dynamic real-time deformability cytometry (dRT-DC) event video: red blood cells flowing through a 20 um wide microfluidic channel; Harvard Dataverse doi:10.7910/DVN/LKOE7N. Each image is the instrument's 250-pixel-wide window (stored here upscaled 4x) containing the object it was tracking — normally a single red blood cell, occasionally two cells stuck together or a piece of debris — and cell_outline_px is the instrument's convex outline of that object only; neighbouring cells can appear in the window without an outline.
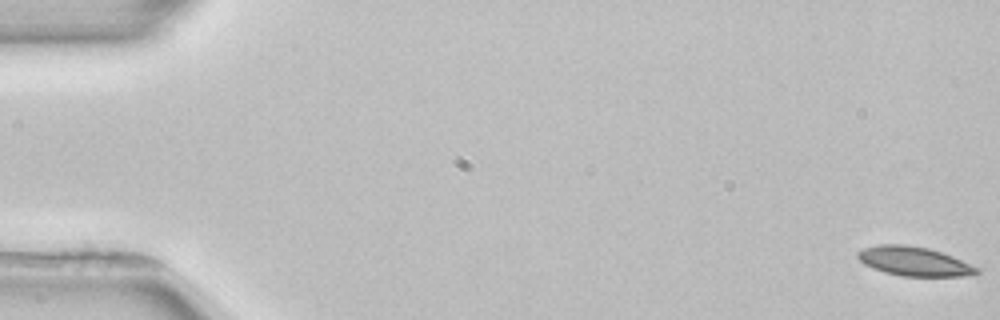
{"species": "common noctule bat (a hibernating species)", "species_latin": "Nyctalus noctula", "temperature_condition": "room temperature", "stored_images_in_passage": 6, "camera_frame_rate_fps": 3000, "um_per_image_px": 0.085, "animal": {"sex": "female", "body_mass_g": 22.7, "forearm_length_mm": 54.2}, "frame": {"image": 1, "passage_image": 1, "time_ms": 0.0, "image_size_px": [1000, 320], "cell_outline_px": [[980, 272], [972, 276], [900, 276], [884, 272], [872, 268], [864, 264], [856, 256], [856, 252], [864, 248], [880, 244], [904, 244], [928, 248], [952, 256], [980, 268]], "centroid_in_image_um": [77.7, 22.22], "position_along_channel_um": 7.3, "area_um2": 20.35}}
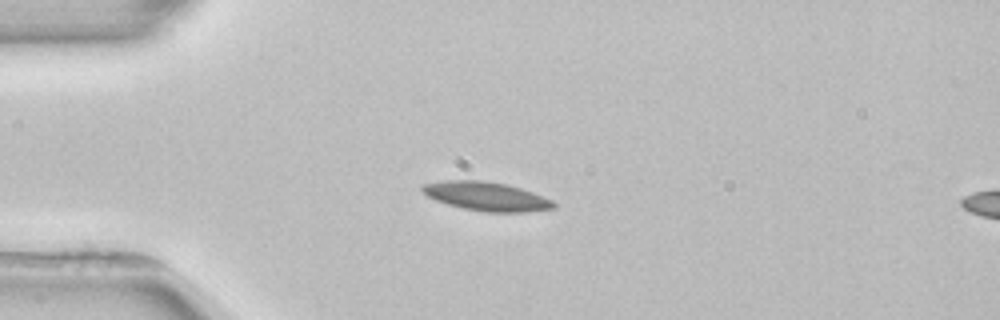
{"frame": {"image": 2, "passage_image": 4, "time_ms": 4.333, "image_size_px": [1000, 320], "cell_outline_px": [[556, 208], [528, 212], [484, 212], [464, 208], [448, 204], [436, 200], [428, 196], [420, 188], [424, 184], [444, 180], [484, 180], [508, 184], [532, 192], [552, 200], [556, 204]], "centroid_in_image_um": [41.37, 16.68], "position_along_channel_um": 43.6, "area_um2": 22.08}}